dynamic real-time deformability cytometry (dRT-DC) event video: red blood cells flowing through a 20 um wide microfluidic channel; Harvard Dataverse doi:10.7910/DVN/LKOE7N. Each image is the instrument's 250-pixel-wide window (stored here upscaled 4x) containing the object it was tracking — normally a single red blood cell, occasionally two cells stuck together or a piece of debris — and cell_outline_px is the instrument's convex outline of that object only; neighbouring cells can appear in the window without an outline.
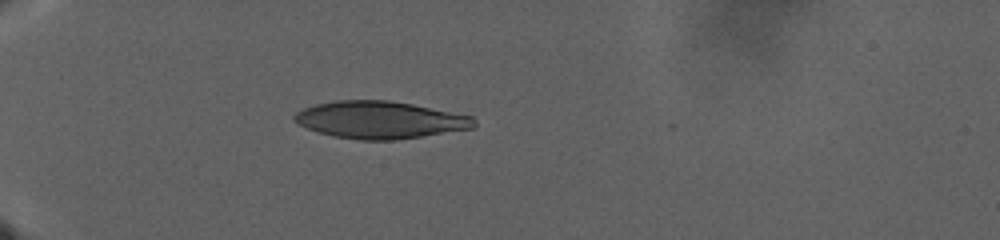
{"species": "human", "species_latin": "Homo sapiens", "temperature_condition": "warm", "stored_images_in_passage": 2, "camera_frame_rate_fps": 3000, "um_per_image_px": 0.085, "donor": {"sex": "male"}, "frame": {"image": 1, "passage_image": 1, "time_ms": 0.0, "image_size_px": [1000, 240], "cell_outline_px": [[444, 128], [428, 132], [408, 136], [348, 136], [316, 108], [328, 104], [404, 104], [436, 112]], "centroid_in_image_um": [32.42, 10.15], "position_along_channel_um": 52.6, "area_um2": 23.35}}